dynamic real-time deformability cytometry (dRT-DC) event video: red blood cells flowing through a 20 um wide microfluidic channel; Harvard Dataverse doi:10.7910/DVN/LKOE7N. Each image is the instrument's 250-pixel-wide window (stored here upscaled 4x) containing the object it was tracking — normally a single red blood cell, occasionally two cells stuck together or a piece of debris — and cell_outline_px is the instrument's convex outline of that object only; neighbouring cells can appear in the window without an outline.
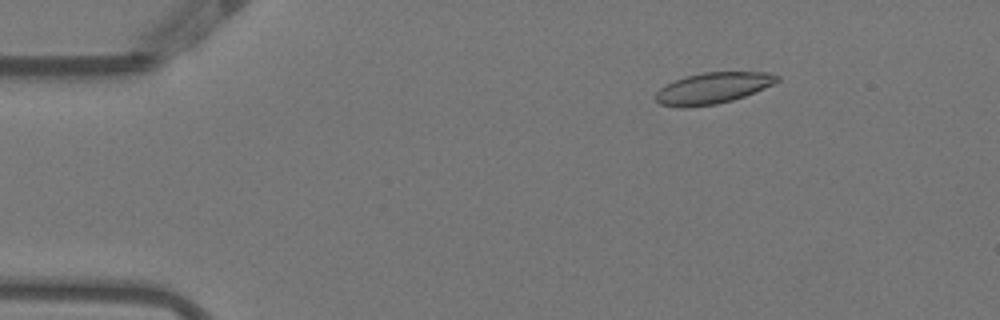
{"species": "Egyptian fruit bat (a non-hibernating species)", "species_latin": "Rousettus aegyptiacus", "temperature_condition": "warm", "stored_images_in_passage": 53, "camera_frame_rate_fps": 3000, "um_per_image_px": 0.085, "animal": {"sex": "female"}, "frame": {"image": 1, "passage_image": 8, "time_ms": 2.333, "image_size_px": [1000, 320], "cell_outline_px": [[780, 80], [772, 84], [744, 96], [732, 100], [716, 104], [688, 108], [680, 108], [660, 104], [656, 100], [656, 92], [660, 88], [684, 76], [704, 72], [768, 72], [780, 76]], "centroid_in_image_um": [60.57, 7.49], "position_along_channel_um": 24.4, "area_um2": 21.96}}
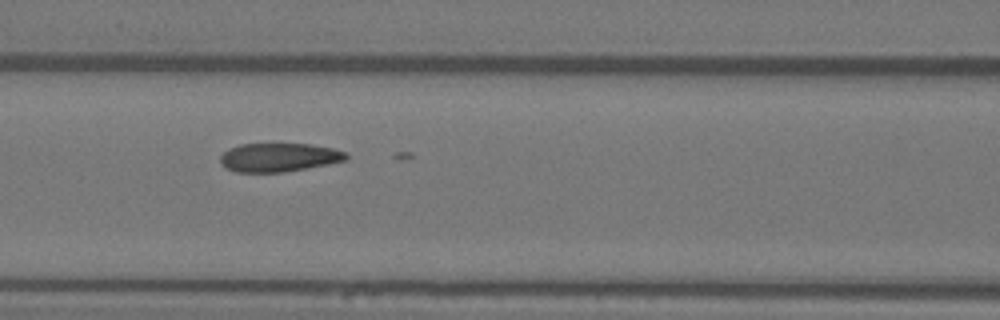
{"frame": {"image": 2, "passage_image": 23, "time_ms": 7.333, "image_size_px": [1000, 320], "cell_outline_px": [[348, 156], [344, 160], [328, 164], [284, 172], [236, 172], [220, 164], [220, 156], [228, 148], [240, 144], [312, 144], [332, 148], [344, 152]], "centroid_in_image_um": [23.66, 13.37], "position_along_channel_um": 142.9, "area_um2": 20.87}}
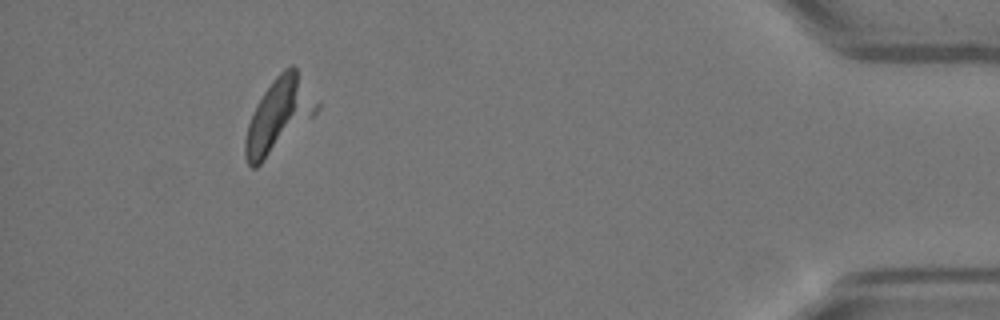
{"frame": {"image": 3, "passage_image": 49, "time_ms": 16.0, "image_size_px": [1000, 320], "cell_outline_px": [[320, 108], [312, 116], [256, 168], [252, 168], [248, 164], [244, 156], [244, 140], [248, 124], [252, 112], [256, 104], [272, 80], [284, 68], [292, 64], [296, 68], [320, 100]], "centroid_in_image_um": [23.7, 9.76], "position_along_channel_um": 411.5, "area_um2": 30.52}}